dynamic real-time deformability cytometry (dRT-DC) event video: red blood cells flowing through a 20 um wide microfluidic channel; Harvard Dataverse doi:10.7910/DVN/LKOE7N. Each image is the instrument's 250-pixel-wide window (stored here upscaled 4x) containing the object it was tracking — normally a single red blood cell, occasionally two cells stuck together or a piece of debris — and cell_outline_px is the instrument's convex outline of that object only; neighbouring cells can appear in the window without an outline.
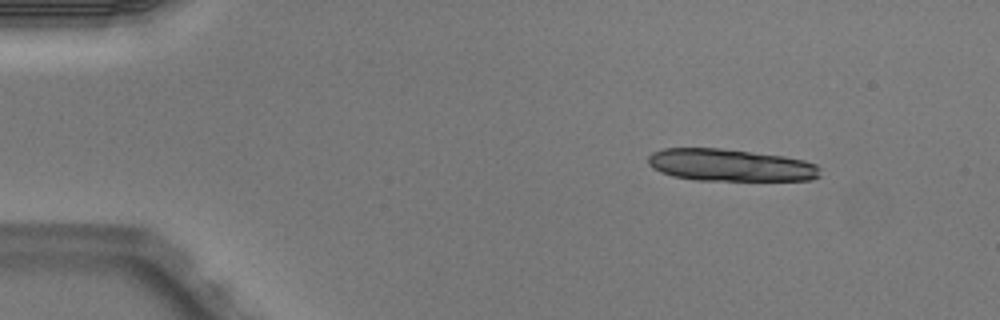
{"species": "Egyptian fruit bat (a non-hibernating species)", "species_latin": "Rousettus aegyptiacus", "temperature_condition": "warm", "stored_images_in_passage": 4, "camera_frame_rate_fps": 3000, "um_per_image_px": 0.085, "animal": {"sex": "male"}, "frame": {"image": 1, "passage_image": 1, "time_ms": 0.0, "image_size_px": [1000, 320], "cell_outline_px": [[820, 176], [812, 180], [696, 180], [672, 176], [660, 172], [652, 168], [648, 164], [648, 156], [652, 152], [664, 148], [720, 148], [784, 156], [804, 160], [816, 164], [820, 168]], "centroid_in_image_um": [62.06, 14.04], "position_along_channel_um": 22.9, "area_um2": 32.43}}